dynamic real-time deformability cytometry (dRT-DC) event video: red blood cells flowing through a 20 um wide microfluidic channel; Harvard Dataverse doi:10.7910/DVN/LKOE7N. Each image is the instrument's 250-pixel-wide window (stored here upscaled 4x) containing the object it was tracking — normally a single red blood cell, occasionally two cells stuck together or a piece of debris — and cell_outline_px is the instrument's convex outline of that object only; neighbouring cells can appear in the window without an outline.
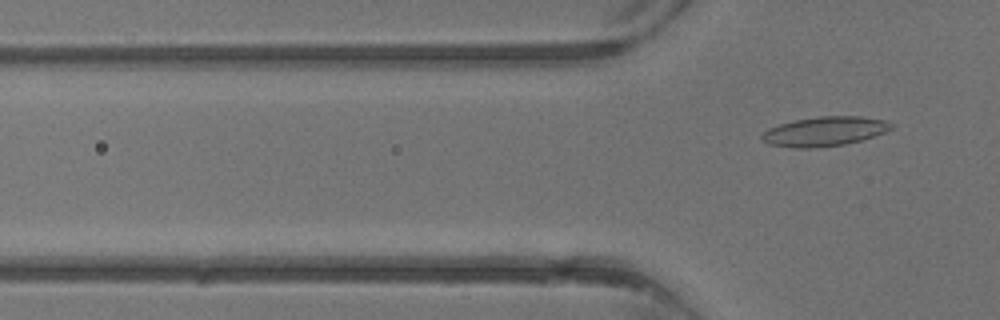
{"species": "common noctule bat (a hibernating species)", "species_latin": "Nyctalus noctula", "temperature_condition": "warm", "stored_images_in_passage": 4, "camera_frame_rate_fps": 3000, "um_per_image_px": 0.085, "animal": {"sex": "male", "body_mass_g": 13.3}, "frame": {"image": 1, "passage_image": 4, "time_ms": 4.667, "image_size_px": [1000, 320], "cell_outline_px": [[896, 124], [892, 128], [884, 132], [860, 140], [844, 144], [812, 148], [792, 148], [768, 144], [760, 140], [760, 136], [768, 128], [792, 120], [816, 116], [860, 116], [884, 120]], "centroid_in_image_um": [70.04, 11.16], "position_along_channel_um": 55.8, "area_um2": 22.31}}